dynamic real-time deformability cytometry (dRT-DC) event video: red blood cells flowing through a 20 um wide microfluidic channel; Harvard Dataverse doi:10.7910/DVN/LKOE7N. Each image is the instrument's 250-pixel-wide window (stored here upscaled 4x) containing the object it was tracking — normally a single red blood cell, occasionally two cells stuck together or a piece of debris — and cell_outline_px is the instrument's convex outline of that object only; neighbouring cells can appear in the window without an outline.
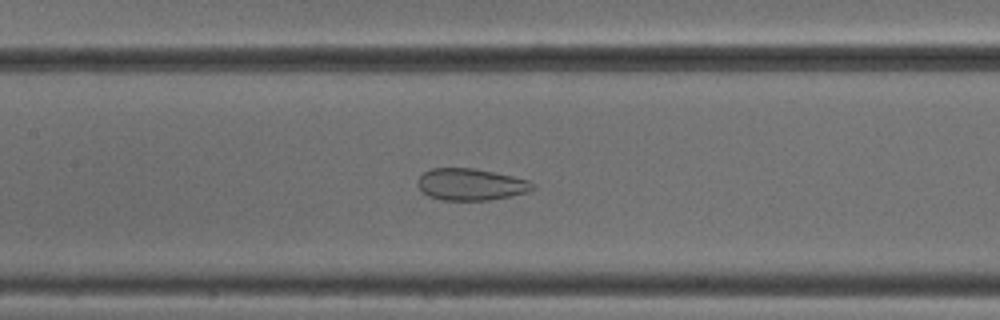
{"species": "common noctule bat (a hibernating species)", "species_latin": "Nyctalus noctula", "temperature_condition": "cold", "stored_images_in_passage": 36, "camera_frame_rate_fps": 3000, "um_per_image_px": 0.085, "animal": {"sex": "male", "body_mass_g": 18.8}, "frame": {"image": 1, "passage_image": 9, "time_ms": 2.667, "image_size_px": [1000, 320], "cell_outline_px": [[536, 188], [528, 192], [488, 200], [444, 200], [428, 196], [416, 184], [416, 180], [424, 172], [432, 168], [476, 168], [512, 176], [528, 180]], "centroid_in_image_um": [39.99, 15.67], "position_along_channel_um": 167.4, "area_um2": 21.21}}
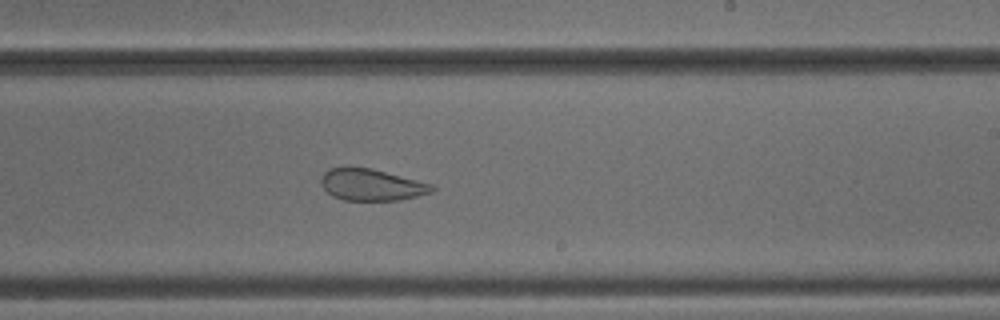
{"frame": {"image": 2, "passage_image": 16, "time_ms": 5.0, "image_size_px": [1000, 320], "cell_outline_px": [[436, 188], [432, 192], [400, 200], [344, 200], [332, 196], [324, 188], [320, 180], [324, 172], [328, 168], [372, 168], [432, 184]], "centroid_in_image_um": [31.58, 15.71], "position_along_channel_um": 257.4, "area_um2": 20.23}}
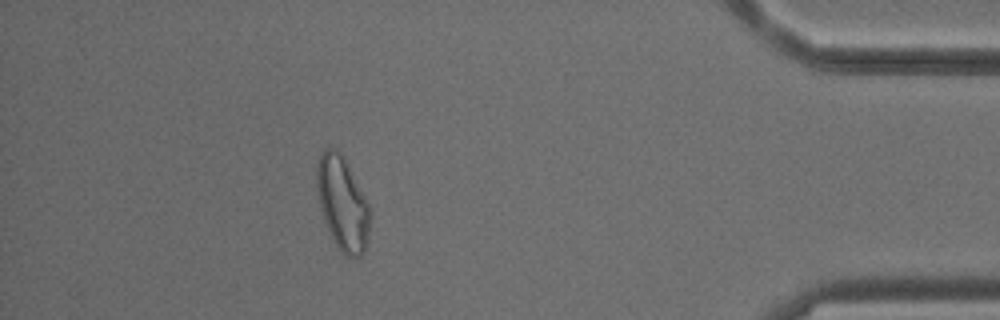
{"frame": {"image": 3, "passage_image": 31, "time_ms": 10.0, "image_size_px": [1000, 320], "cell_outline_px": [[372, 216], [368, 240], [364, 252], [360, 256], [344, 256], [340, 252], [324, 220], [320, 208], [316, 184], [316, 164], [324, 148], [332, 148], [340, 152], [344, 156], [372, 212]], "centroid_in_image_um": [29.13, 17.3], "position_along_channel_um": 406.1, "area_um2": 29.19}, "authors_computed_cell_mechanics": {"area_um2": 23.3512, "velocity_mm_per_s": 3.8656, "shape_relaxation_time_tau1_ms": null, "shape_relaxation_time_tau2_ms": 1.5477, "deformation_change_tau1": null, "deformation_change_tau2": 0.0885}}